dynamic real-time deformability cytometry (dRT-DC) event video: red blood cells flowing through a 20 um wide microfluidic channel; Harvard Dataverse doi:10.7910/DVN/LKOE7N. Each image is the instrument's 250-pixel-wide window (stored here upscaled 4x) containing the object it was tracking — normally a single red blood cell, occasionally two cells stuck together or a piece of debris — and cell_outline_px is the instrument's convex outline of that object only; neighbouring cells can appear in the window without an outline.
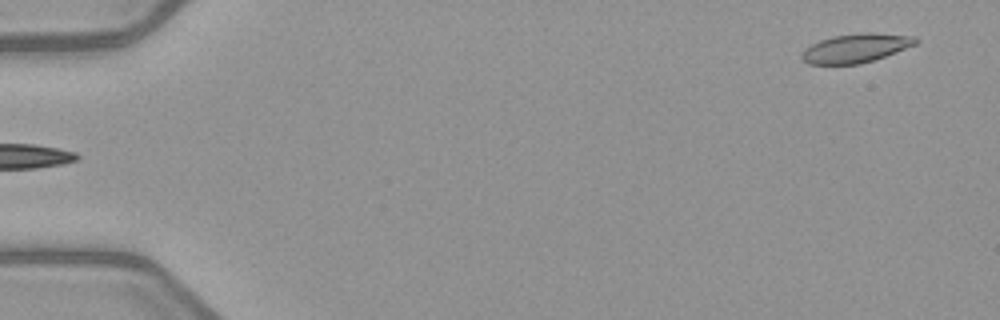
{"species": "common noctule bat (a hibernating species)", "species_latin": "Nyctalus noctula", "temperature_condition": "warm", "stored_images_in_passage": 5, "segment_of_instrument_passage": [2, 2], "camera_frame_rate_fps": 3000, "um_per_image_px": 0.085, "animal": {"sex": "female", "body_mass_g": 21.9}, "frame": {"image": 1, "passage_image": 5, "time_ms": 4.667, "image_size_px": [1000, 320], "cell_outline_px": [[920, 40], [916, 44], [896, 52], [860, 64], [808, 64], [800, 60], [800, 52], [804, 48], [820, 40], [832, 36], [860, 32], [872, 32], [916, 36]], "centroid_in_image_um": [72.71, 4.08], "position_along_channel_um": 12.3, "area_um2": 19.48}}